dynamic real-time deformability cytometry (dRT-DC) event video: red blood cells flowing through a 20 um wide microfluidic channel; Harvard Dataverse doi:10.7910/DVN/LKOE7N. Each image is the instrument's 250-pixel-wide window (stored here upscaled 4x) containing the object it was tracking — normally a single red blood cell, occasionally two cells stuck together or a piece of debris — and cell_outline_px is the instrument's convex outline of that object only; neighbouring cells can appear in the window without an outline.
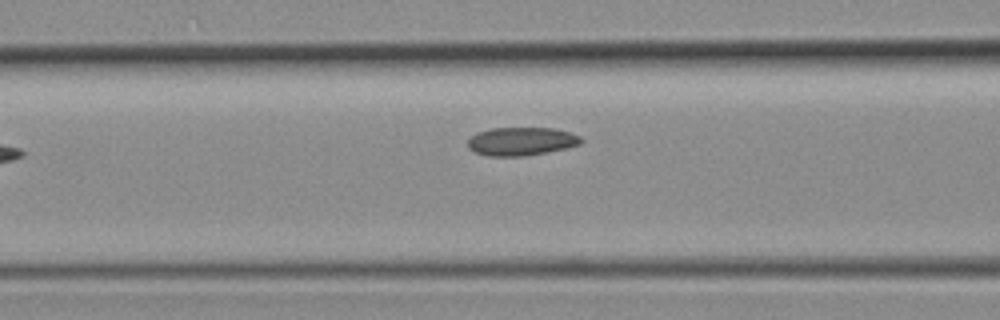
{"species": "common noctule bat (a hibernating species)", "species_latin": "Nyctalus noctula", "temperature_condition": "room temperature", "stored_images_in_passage": 5, "camera_frame_rate_fps": 3000, "um_per_image_px": 0.085, "animal": {"sex": "female", "body_mass_g": 19.3, "forearm_length_mm": 54.1}, "frame": {"image": 1, "passage_image": 5, "time_ms": 1.333, "image_size_px": [1000, 320], "cell_outline_px": [[584, 140], [580, 144], [564, 148], [524, 156], [488, 156], [476, 152], [468, 148], [468, 140], [476, 132], [492, 128], [552, 128], [568, 132], [580, 136]], "centroid_in_image_um": [44.28, 12.01], "position_along_channel_um": 122.3, "area_um2": 18.5}}